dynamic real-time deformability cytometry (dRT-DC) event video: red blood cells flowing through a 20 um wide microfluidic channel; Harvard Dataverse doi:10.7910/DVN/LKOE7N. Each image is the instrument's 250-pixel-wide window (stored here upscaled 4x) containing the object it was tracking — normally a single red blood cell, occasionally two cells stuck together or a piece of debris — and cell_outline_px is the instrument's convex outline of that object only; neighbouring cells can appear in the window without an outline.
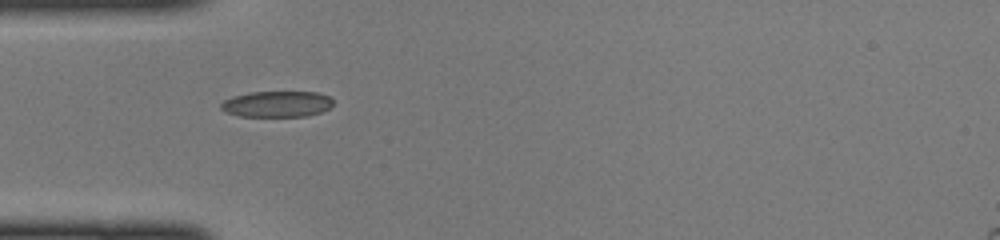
{"species": "common noctule bat (a hibernating species)", "species_latin": "Nyctalus noctula", "temperature_condition": "cold", "stored_images_in_passage": 27, "camera_frame_rate_fps": 3000, "um_per_image_px": 0.085, "animal": {"sex": "female", "body_mass_g": 22.0, "forearm_length_mm": 56.7}, "frame": {"image": 1, "passage_image": 1, "time_ms": 0.0, "image_size_px": [1000, 240], "cell_outline_px": [[332, 104], [328, 108], [320, 112], [308, 116], [240, 116], [224, 112], [220, 108], [220, 104], [224, 100], [232, 96], [248, 92], [316, 92], [328, 96], [332, 100]], "centroid_in_image_um": [23.48, 8.84], "position_along_channel_um": 61.5, "area_um2": 16.99}}
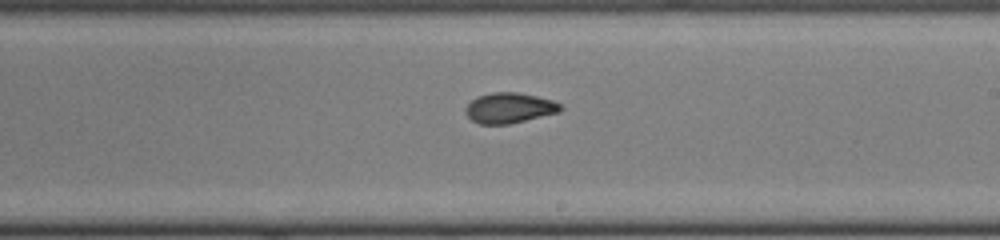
{"frame": {"image": 2, "passage_image": 14, "time_ms": 4.333, "image_size_px": [1000, 240], "cell_outline_px": [[564, 108], [560, 112], [508, 124], [480, 124], [472, 120], [464, 112], [464, 108], [476, 96], [492, 92], [516, 92], [536, 96], [552, 100], [560, 104]], "centroid_in_image_um": [43.28, 9.17], "position_along_channel_um": 245.7, "area_um2": 16.82}}
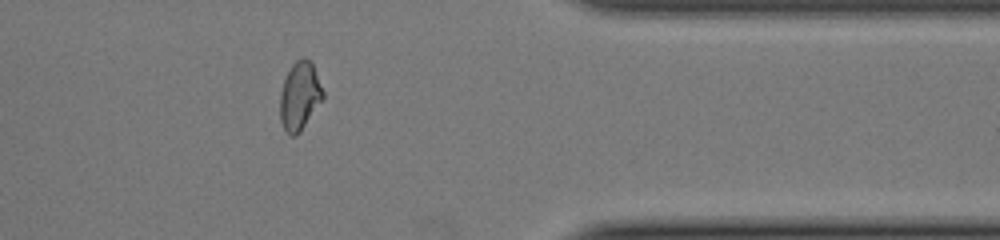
{"frame": {"image": 3, "passage_image": 25, "time_ms": 8.0, "image_size_px": [1000, 240], "cell_outline_px": [[324, 96], [300, 132], [296, 136], [292, 136], [284, 128], [280, 120], [280, 92], [284, 80], [292, 64], [296, 60], [304, 56], [312, 64], [324, 92]], "centroid_in_image_um": [25.46, 8.15], "position_along_channel_um": 385.9, "area_um2": 16.76}}